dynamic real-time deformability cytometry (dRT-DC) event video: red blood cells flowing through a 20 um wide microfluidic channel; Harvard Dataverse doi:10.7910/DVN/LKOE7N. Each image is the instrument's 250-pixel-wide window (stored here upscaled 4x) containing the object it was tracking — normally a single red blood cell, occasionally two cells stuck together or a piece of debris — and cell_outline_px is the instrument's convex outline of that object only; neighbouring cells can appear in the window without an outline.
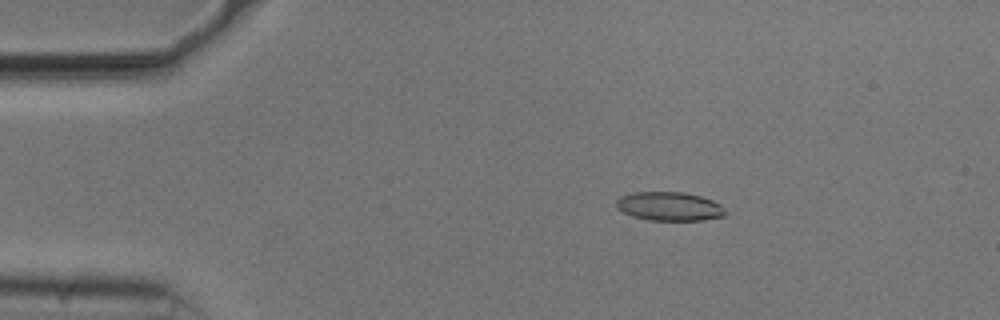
{"species": "common noctule bat (a hibernating species)", "species_latin": "Nyctalus noctula", "temperature_condition": "cold", "stored_images_in_passage": 53, "camera_frame_rate_fps": 3000, "um_per_image_px": 0.085, "animal": {"sex": "male", "body_mass_g": 20.5, "forearm_length_mm": 52.5}, "frame": {"image": 1, "passage_image": 9, "time_ms": 2.667, "image_size_px": [1000, 320], "cell_outline_px": [[724, 216], [704, 220], [648, 220], [632, 216], [616, 208], [616, 200], [620, 196], [636, 192], [684, 192], [700, 196], [712, 200], [720, 204], [724, 208]], "centroid_in_image_um": [56.88, 17.54], "position_along_channel_um": 28.1, "area_um2": 18.26}}
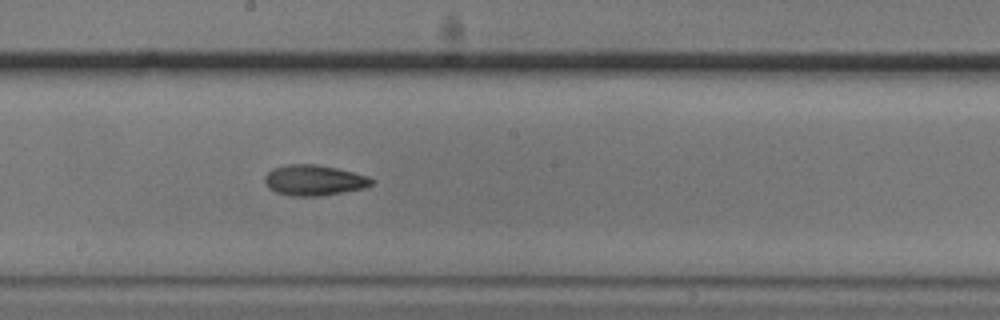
{"frame": {"image": 2, "passage_image": 29, "time_ms": 9.333, "image_size_px": [1000, 320], "cell_outline_px": [[372, 184], [364, 188], [320, 196], [292, 196], [276, 192], [268, 188], [264, 180], [264, 176], [272, 168], [288, 164], [316, 164], [336, 168], [368, 176], [372, 180]], "centroid_in_image_um": [26.65, 15.32], "position_along_channel_um": 221.6, "area_um2": 18.96}}
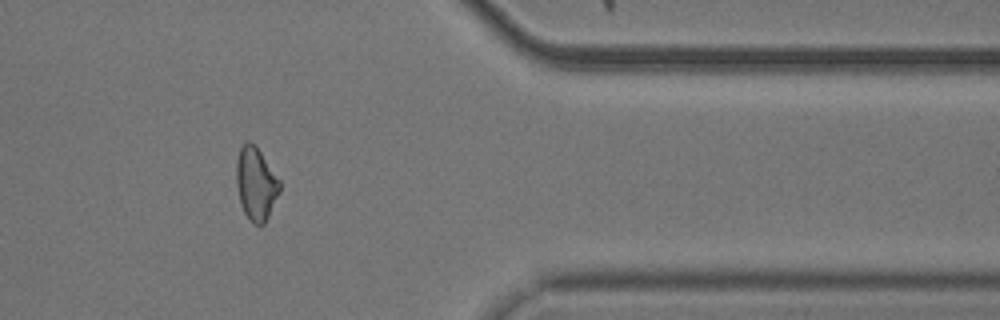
{"frame": {"image": 3, "passage_image": 44, "time_ms": 14.333, "image_size_px": [1000, 320], "cell_outline_px": [[280, 192], [264, 224], [252, 224], [248, 220], [240, 204], [236, 184], [236, 160], [240, 148], [244, 140], [248, 140], [256, 144], [280, 180]], "centroid_in_image_um": [21.74, 15.58], "position_along_channel_um": 389.7, "area_um2": 18.79}, "authors_computed_cell_mechanics": {"area_um2": 18.785, "velocity_mm_per_s": 3.7465, "shape_relaxation_time_tau1_ms": 3.9863, "shape_relaxation_time_tau2_ms": 6.9289, "deformation_change_tau1": 0.1383, "deformation_change_tau2": 0.153}}